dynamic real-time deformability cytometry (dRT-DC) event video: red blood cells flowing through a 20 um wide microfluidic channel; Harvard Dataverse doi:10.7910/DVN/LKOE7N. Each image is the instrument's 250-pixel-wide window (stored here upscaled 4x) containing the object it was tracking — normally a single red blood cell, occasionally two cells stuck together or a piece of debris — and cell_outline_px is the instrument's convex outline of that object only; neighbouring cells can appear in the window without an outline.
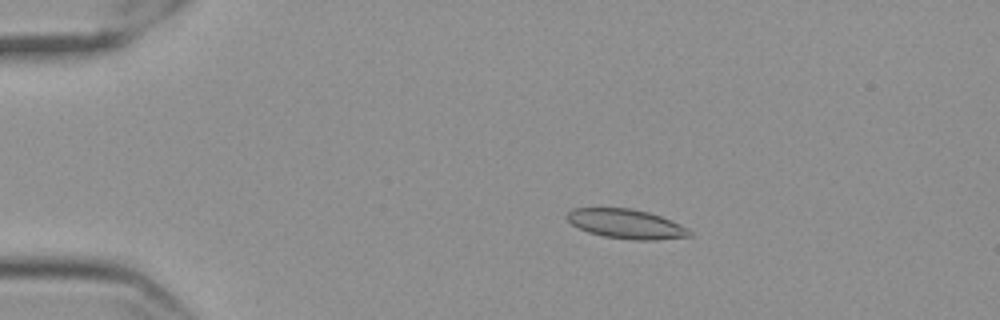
{"species": "Egyptian fruit bat (a non-hibernating species)", "species_latin": "Rousettus aegyptiacus", "temperature_condition": "cold", "stored_images_in_passage": 57, "camera_frame_rate_fps": 3000, "um_per_image_px": 0.085, "frame": {"image": 1, "passage_image": 11, "time_ms": 3.333, "image_size_px": [1000, 320], "cell_outline_px": [[692, 236], [656, 240], [632, 240], [604, 236], [588, 232], [572, 224], [564, 216], [572, 208], [632, 208], [648, 212], [660, 216], [688, 228], [692, 232]], "centroid_in_image_um": [53.22, 19.03], "position_along_channel_um": 31.8, "area_um2": 20.98}}
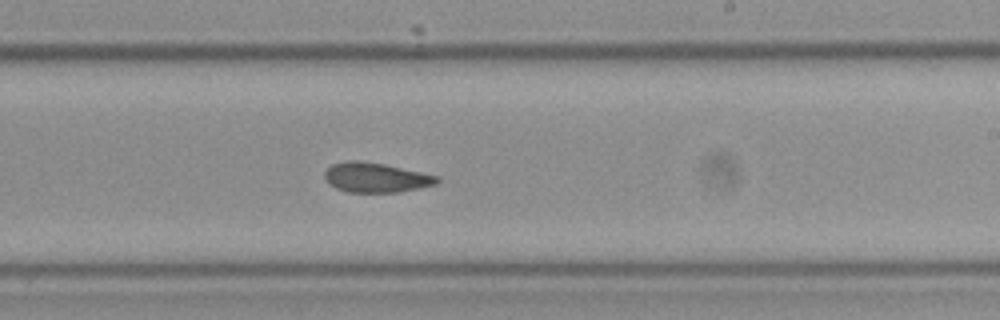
{"frame": {"image": 2, "passage_image": 35, "time_ms": 11.333, "image_size_px": [1000, 320], "cell_outline_px": [[440, 180], [436, 184], [420, 188], [396, 192], [348, 192], [336, 188], [328, 184], [324, 180], [324, 172], [332, 164], [348, 160], [360, 160], [384, 164], [440, 176]], "centroid_in_image_um": [31.93, 15.08], "position_along_channel_um": 257.1, "area_um2": 19.59}}
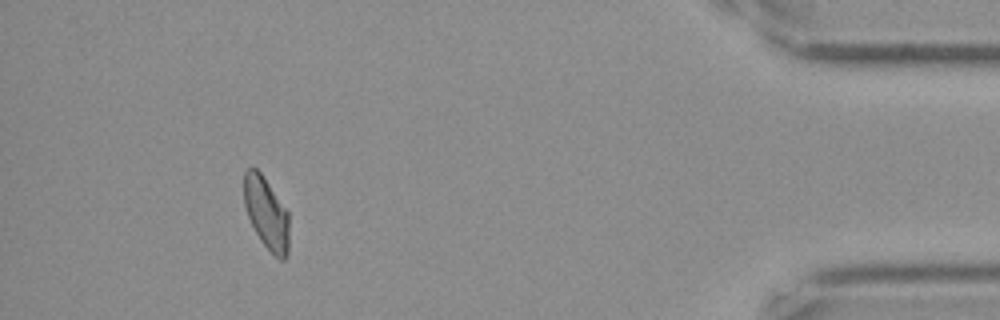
{"frame": {"image": 3, "passage_image": 53, "time_ms": 17.333, "image_size_px": [1000, 320], "cell_outline_px": [[288, 252], [284, 260], [280, 260], [260, 240], [248, 216], [244, 204], [244, 172], [248, 168], [256, 168], [260, 172], [288, 212]], "centroid_in_image_um": [22.63, 18.11], "position_along_channel_um": 412.6, "area_um2": 18.5}, "authors_computed_cell_mechanics": {"area_um2": 20.2878, "velocity_mm_per_s": 3.524, "shape_relaxation_time_tau1_ms": null, "shape_relaxation_time_tau2_ms": 2.453, "deformation_change_tau1": null, "deformation_change_tau2": 0.0677}}